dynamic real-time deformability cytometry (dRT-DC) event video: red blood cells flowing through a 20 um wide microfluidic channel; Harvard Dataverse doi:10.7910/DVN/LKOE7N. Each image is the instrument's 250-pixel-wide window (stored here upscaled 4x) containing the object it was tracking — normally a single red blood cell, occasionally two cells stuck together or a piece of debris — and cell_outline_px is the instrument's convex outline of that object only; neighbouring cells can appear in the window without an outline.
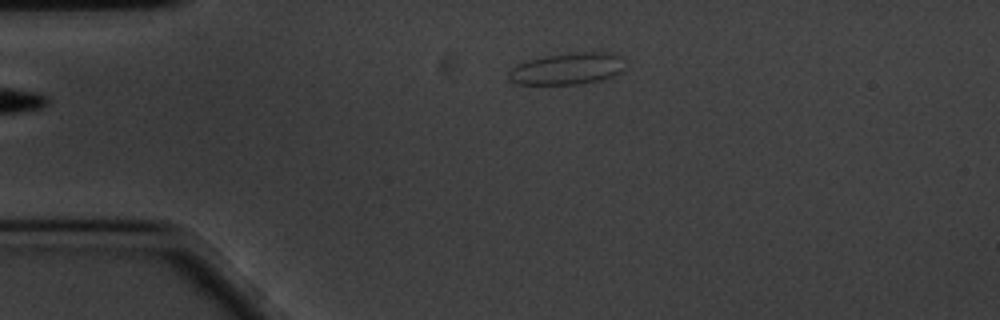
{"species": "common noctule bat (a hibernating species)", "species_latin": "Nyctalus noctula", "temperature_condition": "cold", "stored_images_in_passage": 42, "camera_frame_rate_fps": 3000, "um_per_image_px": 0.085, "animal": {"sex": "male", "body_mass_g": 20.1, "forearm_length_mm": 53.5}, "frame": {"image": 1, "passage_image": 1, "time_ms": 0.0, "image_size_px": [1000, 320], "cell_outline_px": [[620, 72], [612, 76], [580, 84], [516, 84], [508, 76], [508, 72], [512, 68], [520, 64], [544, 56], [584, 52], [612, 52], [620, 56]], "centroid_in_image_um": [48.18, 5.84], "position_along_channel_um": 36.8, "area_um2": 20.75}}
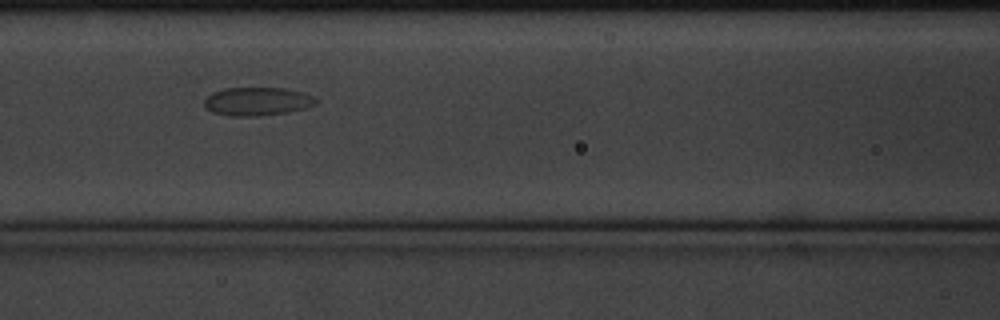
{"frame": {"image": 2, "passage_image": 14, "time_ms": 4.333, "image_size_px": [1000, 320], "cell_outline_px": [[316, 100], [312, 104], [304, 108], [284, 112], [256, 116], [228, 116], [212, 112], [204, 104], [204, 100], [212, 92], [224, 88], [284, 88], [304, 92], [312, 96]], "centroid_in_image_um": [21.8, 8.61], "position_along_channel_um": 144.8, "area_um2": 18.15}}
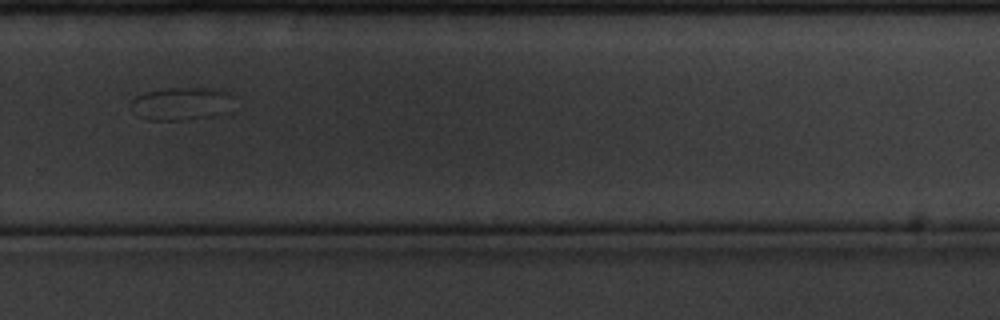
{"frame": {"image": 3, "passage_image": 30, "time_ms": 9.667, "image_size_px": [1000, 320], "cell_outline_px": [[232, 96], [180, 120], [148, 120], [136, 116], [132, 100], [136, 96], [144, 92], [168, 88], [204, 88], [228, 92]], "centroid_in_image_um": [14.93, 8.73], "position_along_channel_um": 314.9, "area_um2": 16.59}}